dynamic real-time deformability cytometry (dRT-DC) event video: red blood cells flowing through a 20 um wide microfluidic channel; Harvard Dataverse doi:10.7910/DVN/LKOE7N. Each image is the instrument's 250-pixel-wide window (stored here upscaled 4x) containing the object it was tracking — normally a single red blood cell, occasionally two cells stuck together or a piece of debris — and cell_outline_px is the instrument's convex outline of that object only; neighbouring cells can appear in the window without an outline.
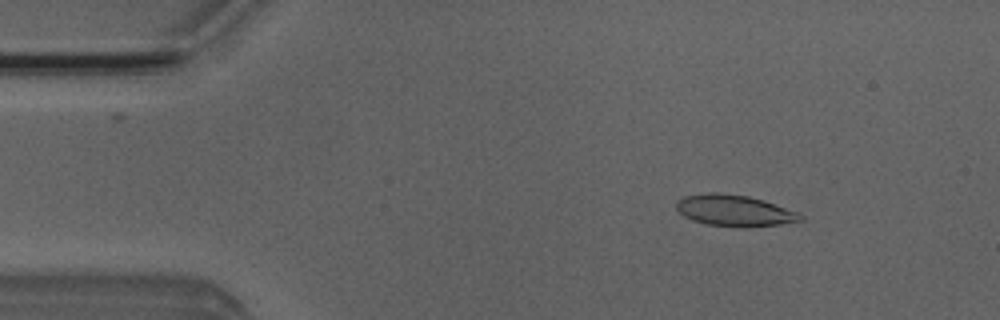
{"species": "Egyptian fruit bat (a non-hibernating species)", "species_latin": "Rousettus aegyptiacus", "temperature_condition": "room temperature", "stored_images_in_passage": 3, "camera_frame_rate_fps": 3000, "um_per_image_px": 0.085, "animal": {"sex": "male"}, "frame": {"image": 1, "passage_image": 1, "time_ms": 0.0, "image_size_px": [1000, 320], "cell_outline_px": [[804, 220], [780, 224], [748, 228], [740, 228], [708, 224], [692, 220], [684, 216], [676, 208], [676, 204], [684, 196], [708, 192], [716, 192], [748, 196], [764, 200], [800, 212], [804, 216]], "centroid_in_image_um": [62.48, 17.91], "position_along_channel_um": 22.5, "area_um2": 22.89}}